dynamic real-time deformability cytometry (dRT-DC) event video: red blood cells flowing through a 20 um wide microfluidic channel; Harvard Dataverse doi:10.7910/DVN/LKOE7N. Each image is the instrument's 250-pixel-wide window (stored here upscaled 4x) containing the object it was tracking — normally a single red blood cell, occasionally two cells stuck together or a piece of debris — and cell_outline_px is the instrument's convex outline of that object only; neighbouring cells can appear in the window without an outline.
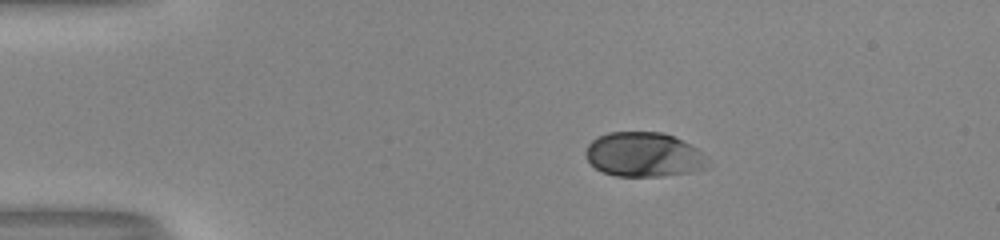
{"species": "human", "species_latin": "Homo sapiens", "temperature_condition": "room temperature", "stored_images_in_passage": 43, "camera_frame_rate_fps": 3000, "um_per_image_px": 0.085, "donor": {"sex": "male"}, "frame": {"image": 1, "passage_image": 1, "time_ms": 0.0, "image_size_px": [1000, 240], "cell_outline_px": [[704, 168], [692, 172], [660, 176], [616, 176], [604, 172], [596, 168], [588, 160], [584, 152], [588, 144], [596, 136], [608, 132], [660, 132], [672, 136], [704, 152]], "centroid_in_image_um": [54.66, 13.13], "position_along_channel_um": 30.3, "area_um2": 31.33}}
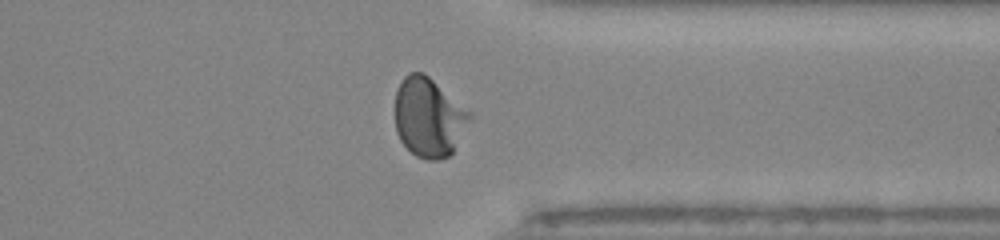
{"frame": {"image": 2, "passage_image": 32, "time_ms": 10.333, "image_size_px": [1000, 240], "cell_outline_px": [[472, 116], [452, 152], [448, 156], [440, 160], [428, 160], [416, 156], [400, 140], [396, 132], [396, 92], [404, 76], [408, 72], [424, 72], [472, 112]], "centroid_in_image_um": [36.45, 9.96], "position_along_channel_um": 375.0, "area_um2": 34.33}}
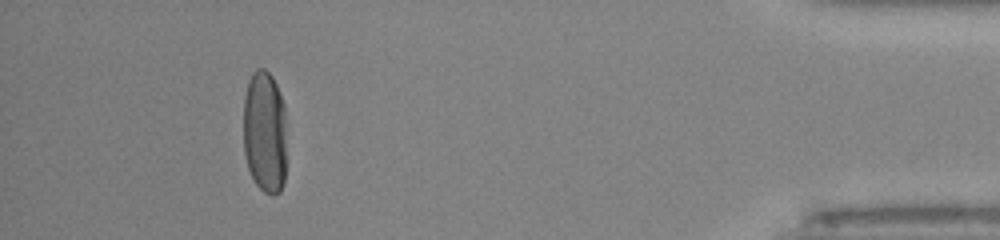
{"frame": {"image": 3, "passage_image": 39, "time_ms": 12.667, "image_size_px": [1000, 240], "cell_outline_px": [[284, 184], [280, 192], [272, 196], [264, 192], [256, 184], [248, 168], [244, 156], [244, 96], [248, 80], [252, 72], [256, 68], [264, 68], [272, 76], [276, 84], [284, 104]], "centroid_in_image_um": [22.48, 11.2], "position_along_channel_um": 412.7, "area_um2": 30.98}, "authors_computed_cell_mechanics": {"area_um2": 32.5992, "velocity_mm_per_s": 4.025, "shape_relaxation_time_tau1_ms": 2.9478, "shape_relaxation_time_tau2_ms": null, "deformation_change_tau1": 0.1812, "deformation_change_tau2": null}}